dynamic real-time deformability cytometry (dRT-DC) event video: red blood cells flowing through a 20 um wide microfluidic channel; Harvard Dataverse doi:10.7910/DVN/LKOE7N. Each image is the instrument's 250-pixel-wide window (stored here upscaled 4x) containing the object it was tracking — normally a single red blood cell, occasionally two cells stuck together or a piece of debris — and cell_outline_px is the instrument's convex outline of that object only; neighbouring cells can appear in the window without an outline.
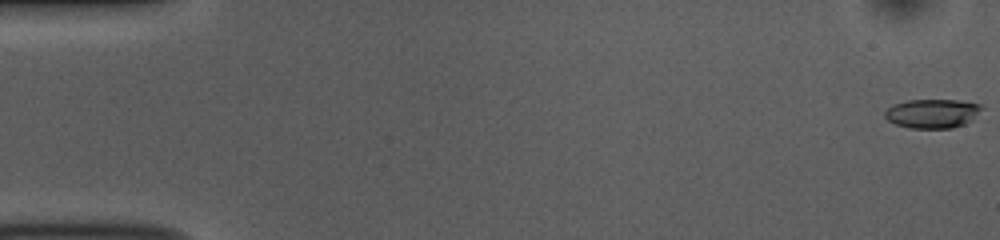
{"species": "common noctule bat (a hibernating species)", "species_latin": "Nyctalus noctula", "temperature_condition": "room temperature", "stored_images_in_passage": 53, "camera_frame_rate_fps": 3000, "um_per_image_px": 0.085, "animal": {"sex": "female", "body_mass_g": 10.0, "forearm_length_mm": 53.1}, "frame": {"image": 1, "passage_image": 1, "time_ms": 0.0, "image_size_px": [1000, 240], "cell_outline_px": [[984, 108], [972, 120], [964, 124], [952, 128], [912, 128], [896, 124], [888, 120], [884, 116], [884, 112], [892, 104], [908, 100], [960, 100], [980, 104]], "centroid_in_image_um": [79.26, 9.64], "position_along_channel_um": 5.7, "area_um2": 16.47}}
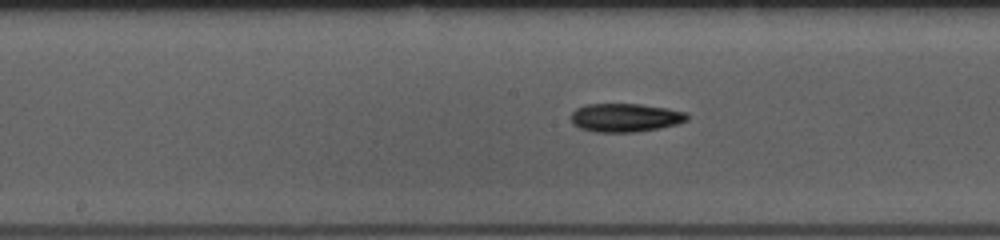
{"frame": {"image": 2, "passage_image": 27, "time_ms": 8.667, "image_size_px": [1000, 240], "cell_outline_px": [[688, 120], [676, 124], [660, 128], [636, 132], [596, 132], [580, 128], [572, 124], [572, 112], [576, 108], [584, 104], [640, 104], [668, 108], [688, 112]], "centroid_in_image_um": [53.16, 9.99], "position_along_channel_um": 195.0, "area_um2": 19.42}}
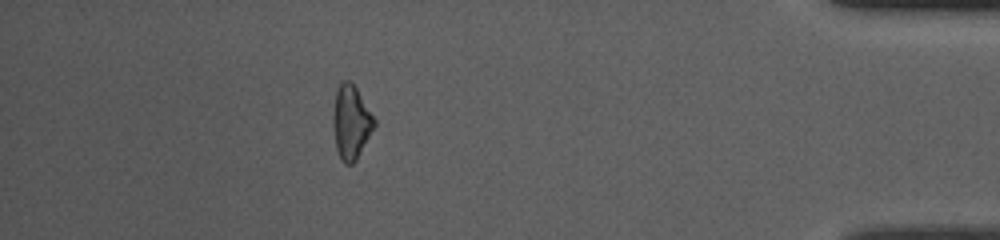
{"frame": {"image": 3, "passage_image": 47, "time_ms": 15.333, "image_size_px": [1000, 240], "cell_outline_px": [[376, 124], [356, 160], [352, 164], [344, 164], [340, 160], [336, 148], [332, 124], [332, 112], [336, 88], [344, 80], [348, 80], [356, 88], [376, 120]], "centroid_in_image_um": [29.81, 10.4], "position_along_channel_um": 405.4, "area_um2": 17.8}, "authors_computed_cell_mechanics": {"area_um2": 18.207, "velocity_mm_per_s": 3.8717, "shape_relaxation_time_tau1_ms": 6.523, "shape_relaxation_time_tau2_ms": 7.6063, "deformation_change_tau1": 0.1819, "deformation_change_tau2": 0.1818}}